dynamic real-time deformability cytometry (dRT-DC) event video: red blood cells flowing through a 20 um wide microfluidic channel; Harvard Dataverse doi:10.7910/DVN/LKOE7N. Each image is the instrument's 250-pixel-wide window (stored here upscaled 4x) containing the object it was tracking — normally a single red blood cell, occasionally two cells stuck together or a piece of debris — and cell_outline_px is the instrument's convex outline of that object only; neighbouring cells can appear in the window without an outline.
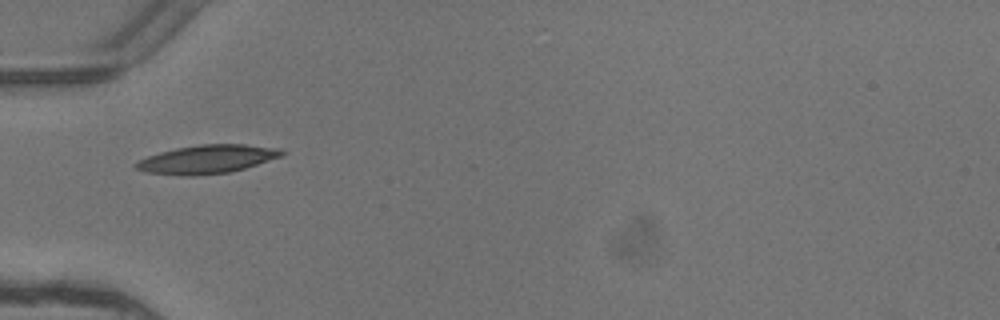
{"species": "common noctule bat (a hibernating species)", "species_latin": "Nyctalus noctula", "temperature_condition": "warm", "stored_images_in_passage": 2, "camera_frame_rate_fps": 3000, "um_per_image_px": 0.085, "animal": {"sex": "female"}, "frame": {"image": 1, "passage_image": 1, "time_ms": 0.0, "image_size_px": [1000, 320], "cell_outline_px": [[284, 152], [280, 156], [244, 168], [228, 172], [188, 176], [144, 172], [136, 168], [132, 164], [148, 156], [160, 152], [176, 148], [200, 144], [244, 144], [280, 148]], "centroid_in_image_um": [17.56, 13.53], "position_along_channel_um": 67.4, "area_um2": 23.87}}
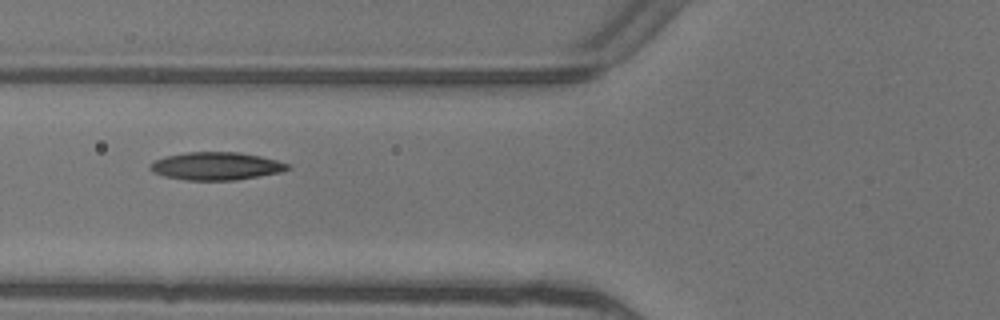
{"frame": {"image": 2, "passage_image": 2, "time_ms": 0.333, "image_size_px": [1000, 320], "cell_outline_px": [[292, 168], [280, 172], [236, 180], [188, 180], [164, 176], [152, 172], [148, 168], [148, 164], [156, 160], [168, 156], [188, 152], [240, 152], [260, 156], [276, 160], [288, 164]], "centroid_in_image_um": [18.36, 14.12], "position_along_channel_um": 107.4, "area_um2": 22.2}}